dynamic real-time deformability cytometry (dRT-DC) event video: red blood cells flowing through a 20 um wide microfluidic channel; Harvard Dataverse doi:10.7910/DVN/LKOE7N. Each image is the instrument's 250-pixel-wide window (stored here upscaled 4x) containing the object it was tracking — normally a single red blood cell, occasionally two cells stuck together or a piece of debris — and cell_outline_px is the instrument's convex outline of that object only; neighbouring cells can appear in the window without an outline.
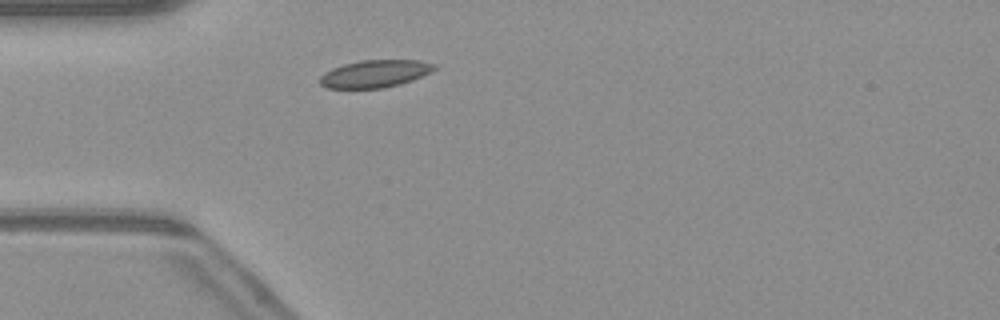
{"species": "common noctule bat (a hibernating species)", "species_latin": "Nyctalus noctula", "temperature_condition": "warm", "stored_images_in_passage": 42, "camera_frame_rate_fps": 3000, "um_per_image_px": 0.085, "animal": {"sex": "male", "body_mass_g": 23.1, "forearm_length_mm": 52.7}, "frame": {"image": 1, "passage_image": 6, "time_ms": 1.667, "image_size_px": [1000, 320], "cell_outline_px": [[436, 68], [412, 80], [400, 84], [384, 88], [324, 88], [320, 84], [320, 76], [324, 72], [332, 68], [344, 64], [360, 60], [420, 60], [436, 64]], "centroid_in_image_um": [31.83, 6.26], "position_along_channel_um": 53.2, "area_um2": 18.26}}
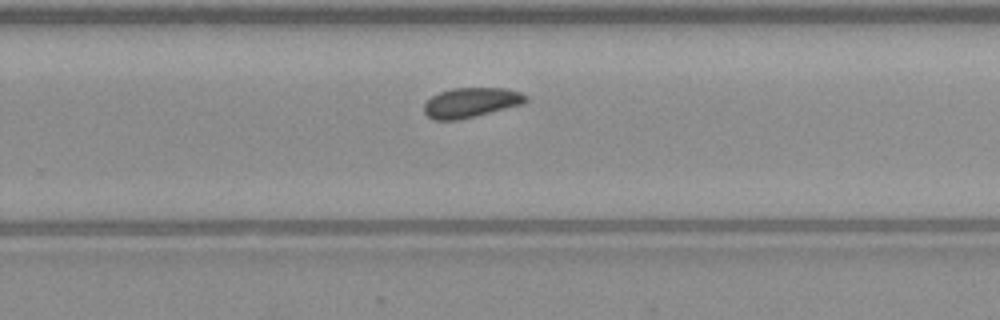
{"frame": {"image": 2, "passage_image": 24, "time_ms": 7.667, "image_size_px": [1000, 320], "cell_outline_px": [[528, 100], [524, 104], [460, 120], [432, 120], [424, 112], [424, 104], [432, 96], [440, 92], [452, 88], [508, 88], [520, 92], [528, 96]], "centroid_in_image_um": [40.06, 8.72], "position_along_channel_um": 289.7, "area_um2": 17.86}}
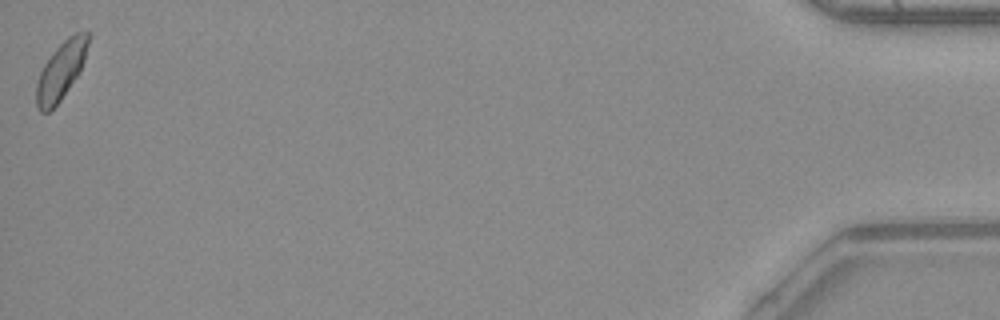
{"frame": {"image": 3, "passage_image": 42, "time_ms": 13.667, "image_size_px": [1000, 320], "cell_outline_px": [[88, 44], [84, 60], [80, 72], [60, 100], [48, 112], [40, 112], [36, 108], [36, 84], [40, 72], [44, 64], [52, 52], [68, 36], [76, 32], [88, 32]], "centroid_in_image_um": [5.16, 6.02], "position_along_channel_um": 430.0, "area_um2": 17.28}, "authors_computed_cell_mechanics": {"area_um2": 17.8602, "velocity_mm_per_s": 4.0632, "shape_relaxation_time_tau1_ms": 3.4534, "shape_relaxation_time_tau2_ms": null, "deformation_change_tau1": 0.0875, "deformation_change_tau2": null}}